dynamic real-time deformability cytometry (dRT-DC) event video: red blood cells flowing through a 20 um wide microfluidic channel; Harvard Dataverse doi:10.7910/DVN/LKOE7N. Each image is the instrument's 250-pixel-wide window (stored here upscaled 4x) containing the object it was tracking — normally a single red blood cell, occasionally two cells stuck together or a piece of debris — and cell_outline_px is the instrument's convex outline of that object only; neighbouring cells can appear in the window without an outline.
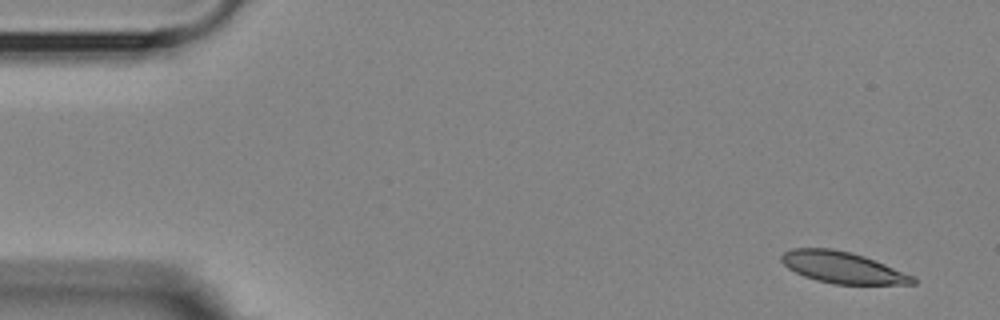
{"species": "Egyptian fruit bat (a non-hibernating species)", "species_latin": "Rousettus aegyptiacus", "temperature_condition": "room temperature", "stored_images_in_passage": 4, "camera_frame_rate_fps": 3000, "um_per_image_px": 0.085, "animal": {"sex": "female"}, "frame": {"image": 1, "passage_image": 1, "time_ms": 0.0, "image_size_px": [1000, 320], "cell_outline_px": [[916, 284], [836, 284], [816, 280], [804, 276], [788, 268], [780, 260], [780, 256], [784, 252], [792, 248], [832, 248], [852, 252], [864, 256], [916, 276]], "centroid_in_image_um": [71.63, 22.73], "position_along_channel_um": 13.4, "area_um2": 24.16}}
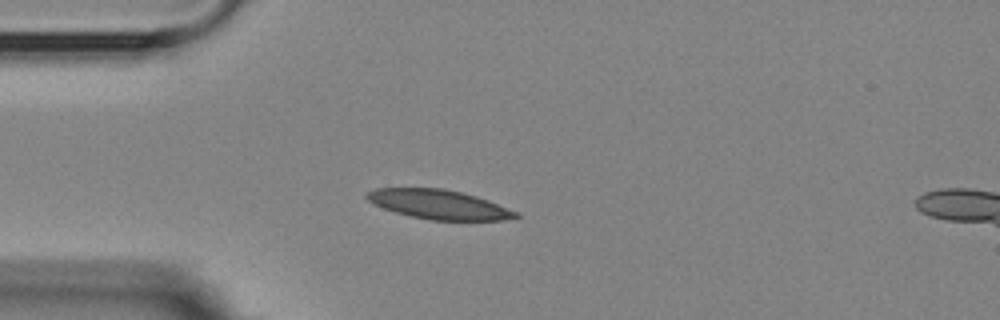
{"frame": {"image": 2, "passage_image": 4, "time_ms": 3.667, "image_size_px": [1000, 320], "cell_outline_px": [[520, 216], [500, 220], [428, 220], [396, 212], [384, 208], [368, 200], [364, 196], [368, 192], [376, 188], [444, 188], [476, 196], [488, 200], [516, 212]], "centroid_in_image_um": [37.27, 17.37], "position_along_channel_um": 47.7, "area_um2": 25.03}}